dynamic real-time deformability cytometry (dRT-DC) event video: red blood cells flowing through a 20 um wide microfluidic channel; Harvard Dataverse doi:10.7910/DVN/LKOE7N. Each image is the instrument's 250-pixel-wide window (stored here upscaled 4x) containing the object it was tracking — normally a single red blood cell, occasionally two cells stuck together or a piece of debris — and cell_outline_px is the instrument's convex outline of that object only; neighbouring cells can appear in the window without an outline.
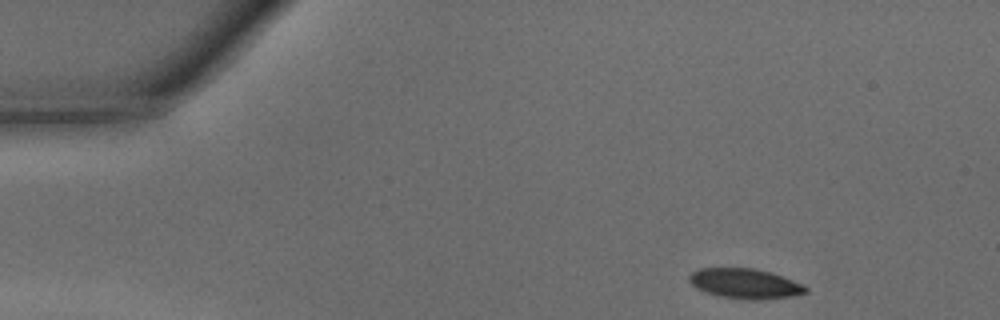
{"species": "common noctule bat (a hibernating species)", "species_latin": "Nyctalus noctula", "temperature_condition": "warm", "stored_images_in_passage": 32, "camera_frame_rate_fps": 3000, "um_per_image_px": 0.085, "animal": {"sex": "male", "body_mass_g": 15.6}, "frame": {"image": 1, "passage_image": 1, "time_ms": 0.0, "image_size_px": [1000, 320], "cell_outline_px": [[808, 292], [792, 296], [752, 300], [720, 296], [704, 292], [696, 288], [688, 280], [688, 276], [692, 272], [700, 268], [756, 268], [772, 272], [792, 280], [808, 288]], "centroid_in_image_um": [63.3, 24.09], "position_along_channel_um": 21.7, "area_um2": 20.29}}
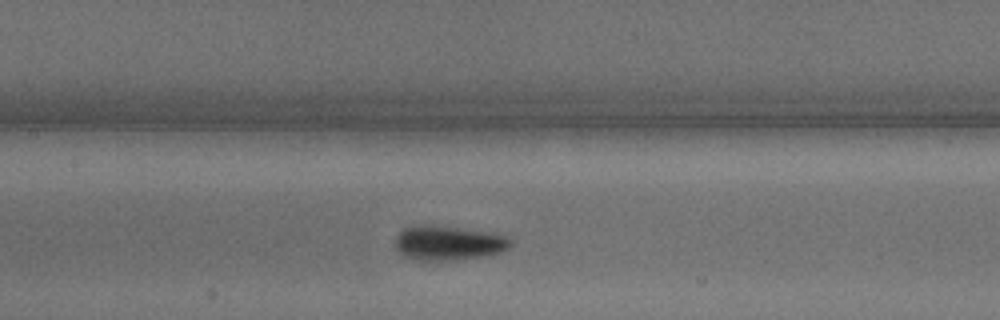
{"frame": {"image": 2, "passage_image": 17, "time_ms": 5.333, "image_size_px": [1000, 320], "cell_outline_px": [[512, 244], [508, 248], [500, 252], [488, 256], [456, 260], [420, 260], [404, 256], [396, 248], [396, 236], [404, 228], [416, 224], [432, 224], [496, 232], [508, 236], [512, 240]], "centroid_in_image_um": [38.17, 20.63], "position_along_channel_um": 169.2, "area_um2": 23.76}}
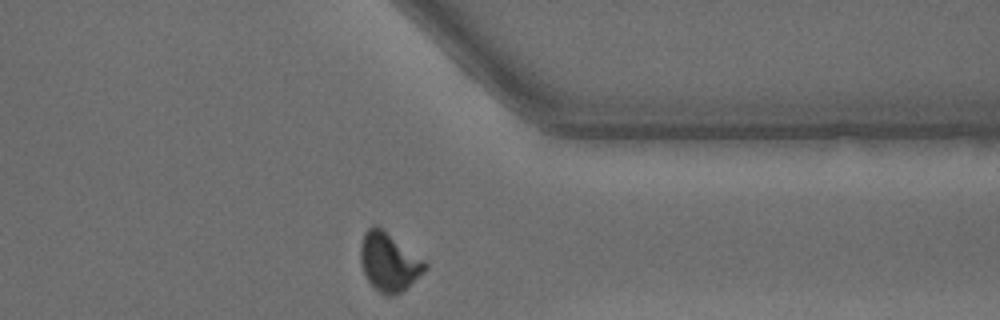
{"frame": {"image": 3, "passage_image": 32, "time_ms": 10.333, "image_size_px": [1000, 320], "cell_outline_px": [[428, 268], [424, 272], [400, 292], [392, 296], [388, 296], [380, 292], [368, 280], [364, 272], [360, 260], [360, 244], [364, 232], [372, 224], [376, 224], [424, 260], [428, 264]], "centroid_in_image_um": [33.04, 22.24], "position_along_channel_um": 378.4, "area_um2": 21.68}, "authors_computed_cell_mechanics": {"area_um2": 21.9062, "velocity_mm_per_s": 4.2942, "shape_relaxation_time_tau1_ms": 2.3226, "shape_relaxation_time_tau2_ms": null, "deformation_change_tau1": 0.119, "deformation_change_tau2": null}}